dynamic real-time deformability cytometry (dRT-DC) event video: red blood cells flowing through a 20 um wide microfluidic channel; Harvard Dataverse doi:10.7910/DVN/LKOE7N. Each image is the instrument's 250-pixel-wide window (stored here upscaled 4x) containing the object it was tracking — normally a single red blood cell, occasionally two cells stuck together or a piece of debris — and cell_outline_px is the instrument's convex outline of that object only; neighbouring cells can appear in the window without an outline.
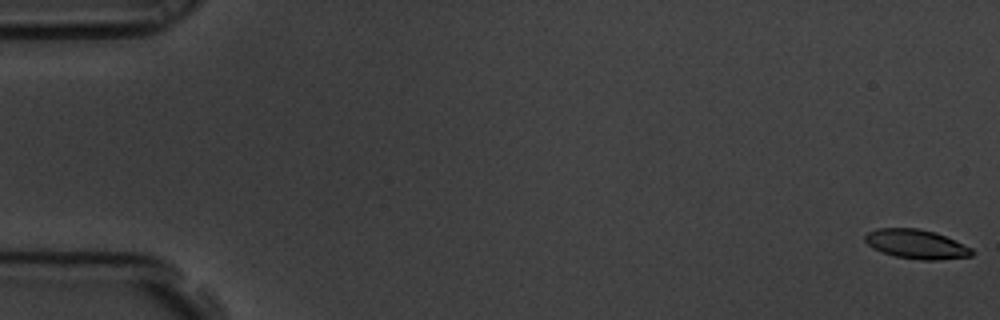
{"species": "common noctule bat (a hibernating species)", "species_latin": "Nyctalus noctula", "temperature_condition": "room temperature", "stored_images_in_passage": 17, "camera_frame_rate_fps": 3000, "um_per_image_px": 0.085, "animal": {"sex": "male", "body_mass_g": 19.5, "forearm_length_mm": 54.6}, "frame": {"image": 1, "passage_image": 1, "time_ms": 0.0, "image_size_px": [1000, 320], "cell_outline_px": [[976, 252], [972, 256], [936, 260], [920, 260], [896, 256], [880, 252], [872, 248], [864, 240], [864, 236], [868, 232], [876, 228], [916, 228], [936, 232], [972, 248]], "centroid_in_image_um": [77.88, 20.75], "position_along_channel_um": 7.1, "area_um2": 18.32}}
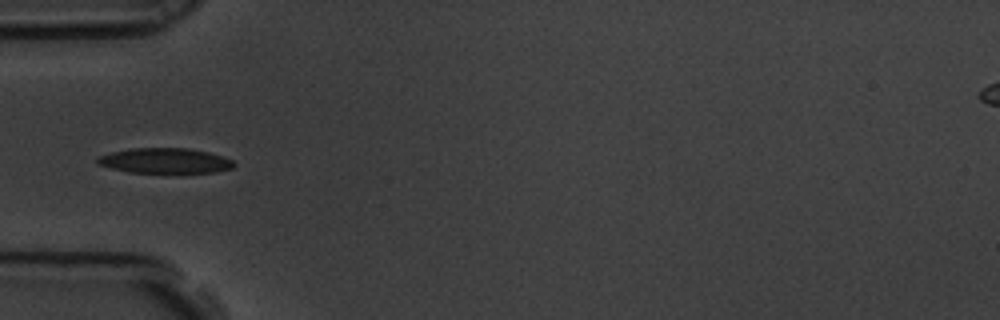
{"frame": {"image": 2, "passage_image": 6, "time_ms": 1.667, "image_size_px": [1000, 320], "cell_outline_px": [[236, 164], [232, 168], [216, 172], [128, 172], [112, 168], [100, 164], [96, 160], [96, 156], [112, 152], [132, 148], [188, 148], [208, 152], [224, 156], [232, 160]], "centroid_in_image_um": [14.05, 13.65], "position_along_channel_um": 71.0, "area_um2": 19.88}}
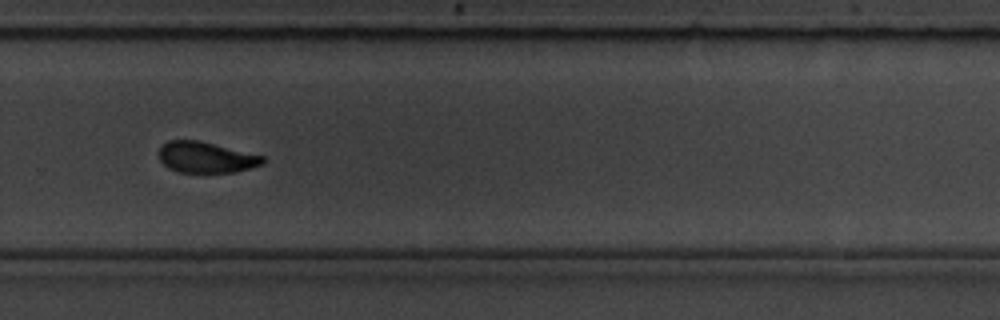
{"frame": {"image": 3, "passage_image": 12, "time_ms": 3.667, "image_size_px": [1000, 320], "cell_outline_px": [[264, 164], [236, 172], [180, 172], [168, 168], [160, 160], [156, 152], [168, 140], [200, 140], [264, 156]], "centroid_in_image_um": [17.5, 13.37], "position_along_channel_um": 312.3, "area_um2": 18.84}}